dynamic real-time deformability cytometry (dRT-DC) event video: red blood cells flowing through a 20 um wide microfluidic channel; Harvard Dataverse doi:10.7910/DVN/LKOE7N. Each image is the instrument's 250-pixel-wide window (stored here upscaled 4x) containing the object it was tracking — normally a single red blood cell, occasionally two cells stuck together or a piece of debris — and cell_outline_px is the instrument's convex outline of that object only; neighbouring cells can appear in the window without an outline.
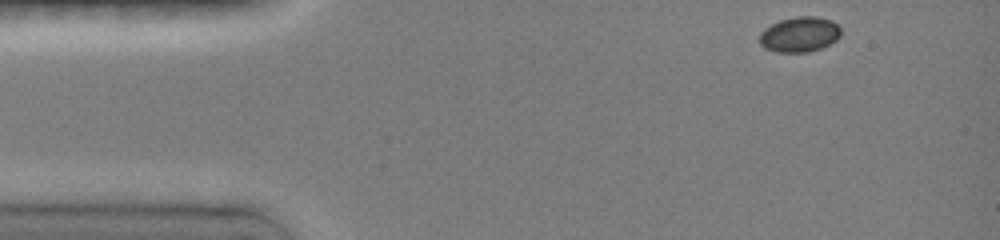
{"species": "common noctule bat (a hibernating species)", "species_latin": "Nyctalus noctula", "temperature_condition": "room temperature", "stored_images_in_passage": 40, "camera_frame_rate_fps": 3000, "um_per_image_px": 0.085, "animal": {"sex": "female", "body_mass_g": 19.0, "forearm_length_mm": 51.5}, "frame": {"image": 1, "passage_image": 1, "time_ms": 0.0, "image_size_px": [1000, 240], "cell_outline_px": [[840, 36], [836, 40], [820, 48], [808, 52], [776, 52], [764, 48], [760, 44], [760, 32], [764, 28], [780, 20], [796, 16], [816, 16], [828, 20], [836, 24], [840, 28]], "centroid_in_image_um": [67.93, 2.93], "position_along_channel_um": 17.1, "area_um2": 16.59}}
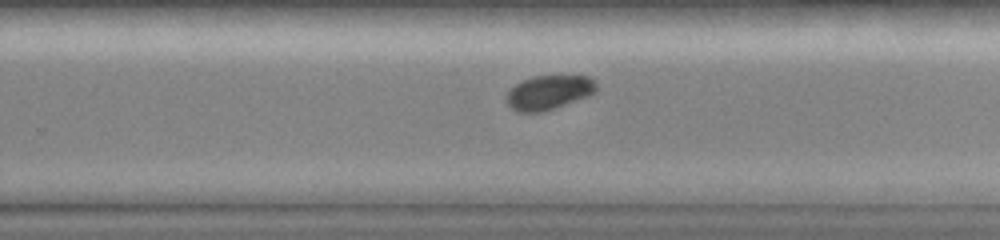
{"frame": {"image": 2, "passage_image": 27, "time_ms": 8.667, "image_size_px": [1000, 240], "cell_outline_px": [[596, 88], [588, 96], [540, 112], [516, 112], [508, 104], [508, 92], [516, 84], [532, 76], [588, 76], [596, 84]], "centroid_in_image_um": [46.63, 7.85], "position_along_channel_um": 283.2, "area_um2": 17.34}}
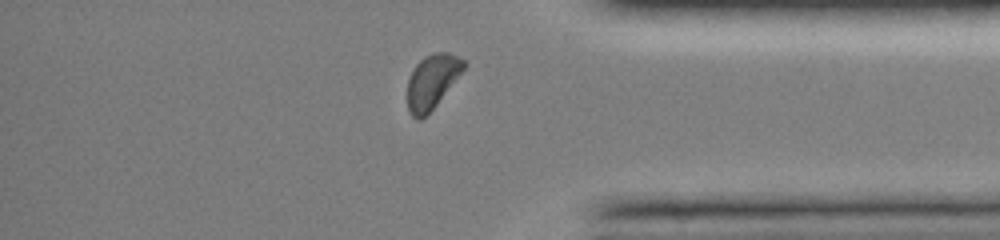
{"frame": {"image": 3, "passage_image": 36, "time_ms": 11.667, "image_size_px": [1000, 240], "cell_outline_px": [[468, 64], [436, 104], [420, 120], [416, 120], [408, 112], [408, 80], [416, 64], [424, 56], [432, 52], [448, 52], [464, 60]], "centroid_in_image_um": [36.72, 6.9], "position_along_channel_um": 398.5, "area_um2": 17.51}, "authors_computed_cell_mechanics": {"area_um2": 17.918, "velocity_mm_per_s": 4.0026, "shape_relaxation_time_tau1_ms": 1.8702, "shape_relaxation_time_tau2_ms": null, "deformation_change_tau1": 0.0975, "deformation_change_tau2": null}}